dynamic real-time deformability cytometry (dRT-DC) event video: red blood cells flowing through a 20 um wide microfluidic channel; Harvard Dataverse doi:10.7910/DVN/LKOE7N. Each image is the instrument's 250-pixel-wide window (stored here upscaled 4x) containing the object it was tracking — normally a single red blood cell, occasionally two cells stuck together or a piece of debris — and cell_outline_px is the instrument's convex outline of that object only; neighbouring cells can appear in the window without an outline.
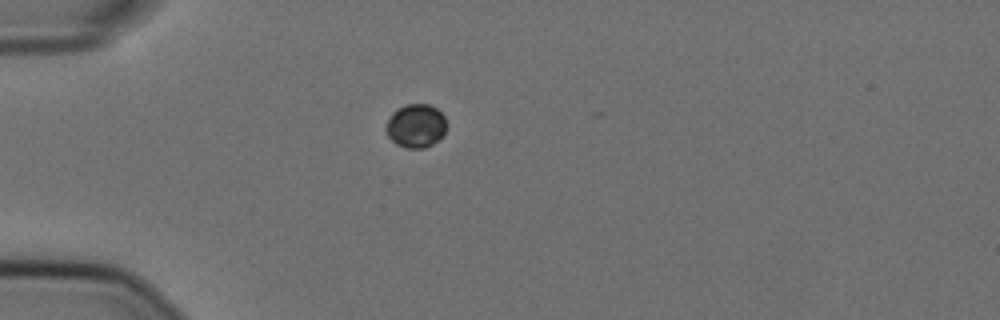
{"species": "Egyptian fruit bat (a non-hibernating species)", "species_latin": "Rousettus aegyptiacus", "temperature_condition": "cold", "stored_images_in_passage": 42, "camera_frame_rate_fps": 3000, "um_per_image_px": 0.085, "animal": {"sex": "female"}, "frame": {"image": 1, "passage_image": 1, "time_ms": 0.0, "image_size_px": [1000, 320], "cell_outline_px": [[448, 124], [444, 136], [440, 140], [424, 148], [404, 148], [396, 144], [388, 136], [384, 128], [392, 112], [396, 108], [408, 104], [428, 104], [436, 108], [444, 116]], "centroid_in_image_um": [35.37, 10.7], "position_along_channel_um": 49.6, "area_um2": 15.72}}
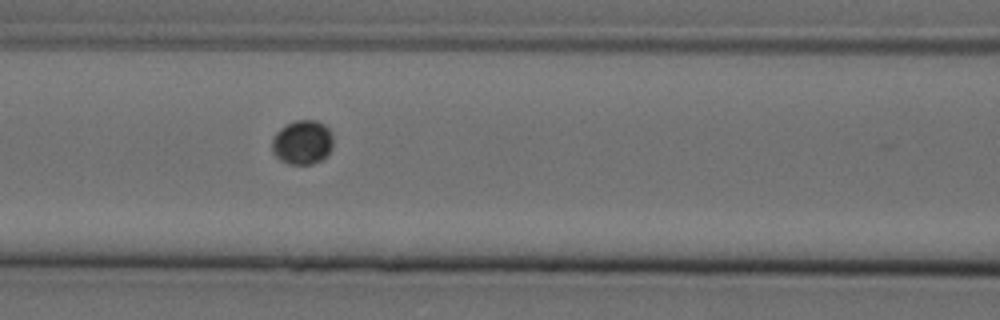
{"frame": {"image": 2, "passage_image": 10, "time_ms": 3.0, "image_size_px": [1000, 320], "cell_outline_px": [[332, 148], [320, 160], [312, 164], [288, 164], [280, 160], [272, 152], [272, 140], [276, 132], [280, 128], [296, 120], [316, 120], [324, 124], [328, 128], [332, 136]], "centroid_in_image_um": [25.68, 12.09], "position_along_channel_um": 140.9, "area_um2": 15.66}}
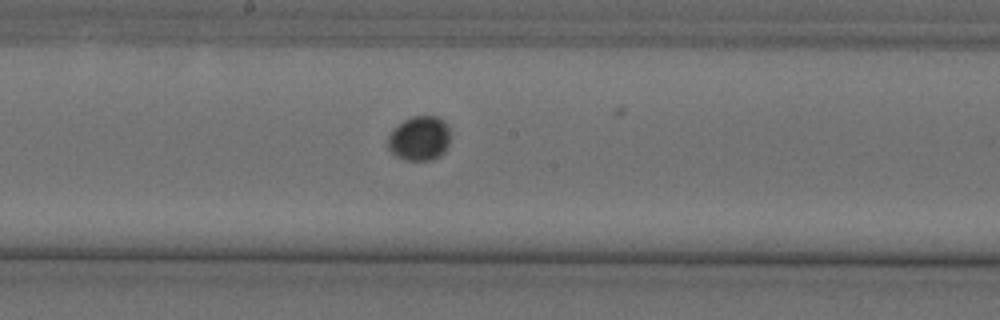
{"frame": {"image": 3, "passage_image": 16, "time_ms": 5.0, "image_size_px": [1000, 320], "cell_outline_px": [[448, 144], [444, 152], [440, 156], [432, 160], [404, 160], [396, 156], [388, 148], [388, 136], [404, 120], [412, 116], [436, 116], [444, 120], [448, 124]], "centroid_in_image_um": [35.66, 11.77], "position_along_channel_um": 212.5, "area_um2": 16.07}}